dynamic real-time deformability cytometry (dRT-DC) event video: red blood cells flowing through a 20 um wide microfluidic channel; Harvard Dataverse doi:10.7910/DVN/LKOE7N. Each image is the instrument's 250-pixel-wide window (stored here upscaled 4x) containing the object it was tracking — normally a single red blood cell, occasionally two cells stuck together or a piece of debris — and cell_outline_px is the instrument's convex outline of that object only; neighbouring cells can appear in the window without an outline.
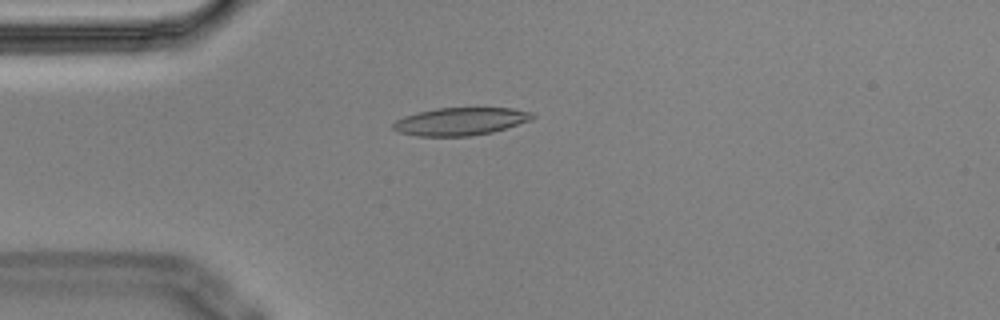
{"species": "Egyptian fruit bat (a non-hibernating species)", "species_latin": "Rousettus aegyptiacus", "temperature_condition": "cold", "stored_images_in_passage": 5, "segment_of_instrument_passage": [2, 2], "camera_frame_rate_fps": 3000, "um_per_image_px": 0.085, "animal": {"sex": "male"}, "frame": {"image": 1, "passage_image": 5, "time_ms": 1.333, "image_size_px": [1000, 320], "cell_outline_px": [[536, 116], [528, 120], [492, 132], [472, 136], [416, 136], [400, 132], [392, 128], [392, 124], [396, 120], [404, 116], [436, 108], [512, 108], [532, 112]], "centroid_in_image_um": [39.11, 10.32], "position_along_channel_um": 45.9, "area_um2": 22.25}}